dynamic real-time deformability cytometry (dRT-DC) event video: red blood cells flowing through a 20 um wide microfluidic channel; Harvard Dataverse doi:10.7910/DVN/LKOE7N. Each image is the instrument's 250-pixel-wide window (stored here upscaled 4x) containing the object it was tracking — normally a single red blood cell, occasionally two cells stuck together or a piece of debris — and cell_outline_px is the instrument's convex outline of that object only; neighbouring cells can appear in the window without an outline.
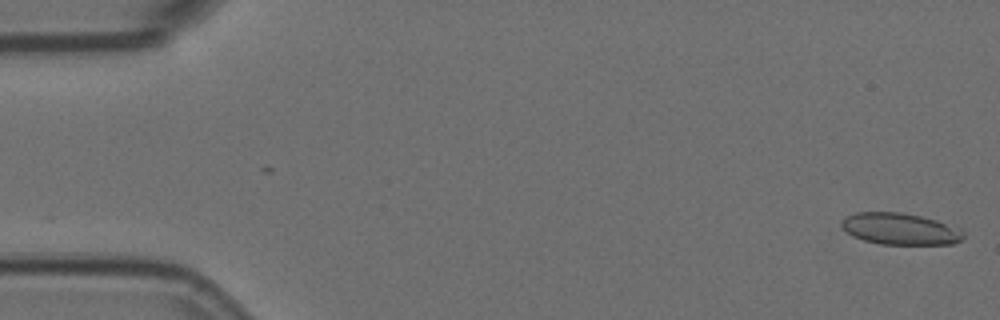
{"species": "Egyptian fruit bat (a non-hibernating species)", "species_latin": "Rousettus aegyptiacus", "temperature_condition": "room temperature", "stored_images_in_passage": 7, "camera_frame_rate_fps": 3000, "um_per_image_px": 0.085, "animal": {"sex": "female"}, "frame": {"image": 1, "passage_image": 1, "time_ms": 0.0, "image_size_px": [1000, 320], "cell_outline_px": [[964, 236], [960, 240], [952, 244], [880, 244], [864, 240], [852, 236], [840, 224], [840, 220], [844, 216], [856, 212], [900, 212], [920, 216], [936, 220], [960, 228], [964, 232]], "centroid_in_image_um": [76.49, 19.45], "position_along_channel_um": 8.5, "area_um2": 22.48}}